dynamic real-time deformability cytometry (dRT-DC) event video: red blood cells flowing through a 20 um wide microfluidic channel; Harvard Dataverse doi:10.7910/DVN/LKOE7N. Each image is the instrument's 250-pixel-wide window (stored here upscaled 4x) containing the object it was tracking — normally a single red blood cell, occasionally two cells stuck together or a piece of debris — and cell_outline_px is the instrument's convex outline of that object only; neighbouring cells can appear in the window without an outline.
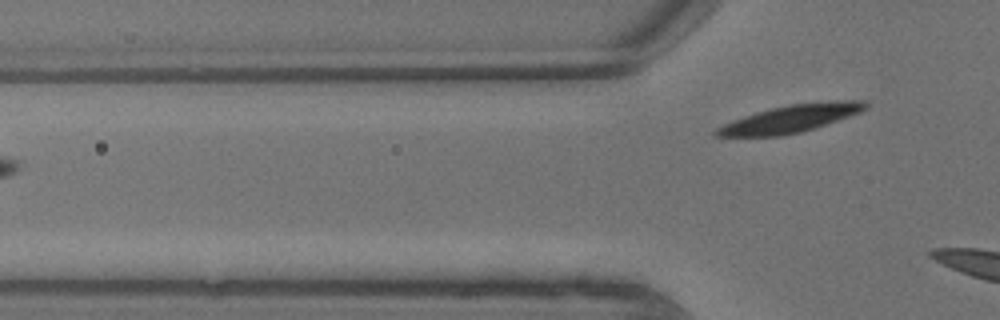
{"species": "common noctule bat (a hibernating species)", "species_latin": "Nyctalus noctula", "temperature_condition": "warm", "stored_images_in_passage": 4, "segment_of_instrument_passage": [2, 2], "camera_frame_rate_fps": 3000, "um_per_image_px": 0.085, "animal": {"sex": "male", "body_mass_g": 13.3}, "frame": {"image": 1, "passage_image": 4, "time_ms": 1.0, "image_size_px": [1000, 320], "cell_outline_px": [[868, 108], [860, 112], [800, 132], [780, 136], [712, 136], [712, 132], [716, 128], [724, 124], [744, 116], [756, 112], [772, 108], [792, 104], [836, 100], [868, 100]], "centroid_in_image_um": [67.2, 10.08], "position_along_channel_um": 58.6, "area_um2": 23.58}}